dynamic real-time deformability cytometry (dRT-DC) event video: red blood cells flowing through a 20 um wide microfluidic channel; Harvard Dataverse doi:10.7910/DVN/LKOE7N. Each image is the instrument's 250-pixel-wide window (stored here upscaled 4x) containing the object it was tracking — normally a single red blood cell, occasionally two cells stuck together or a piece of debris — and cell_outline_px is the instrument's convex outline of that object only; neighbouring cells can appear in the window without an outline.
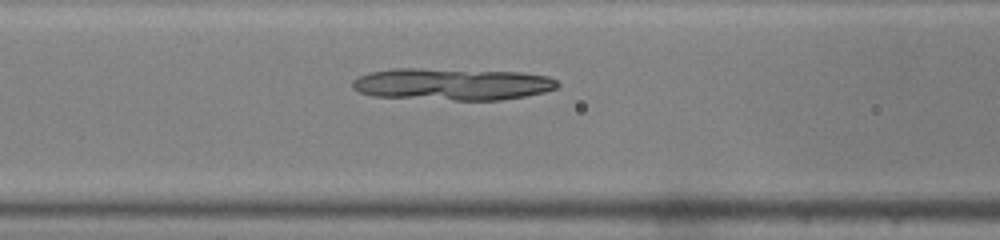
{"species": "common noctule bat (a hibernating species)", "species_latin": "Nyctalus noctula", "temperature_condition": "warm", "stored_images_in_passage": 35, "camera_frame_rate_fps": 3000, "um_per_image_px": 0.085, "animal": {"sex": "male", "body_mass_g": 19.0, "forearm_length_mm": 50.8}, "frame": {"image": 1, "passage_image": 8, "time_ms": 2.333, "image_size_px": [1000, 240], "cell_outline_px": [[560, 84], [556, 88], [544, 92], [524, 96], [500, 100], [456, 100], [372, 96], [360, 92], [352, 88], [352, 80], [356, 76], [368, 72], [392, 68], [420, 68], [524, 72], [548, 76], [556, 80]], "centroid_in_image_um": [38.4, 7.14], "position_along_channel_um": 128.2, "area_um2": 38.61}}
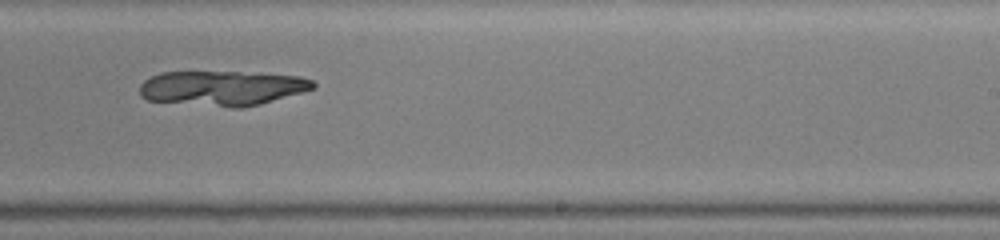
{"frame": {"image": 2, "passage_image": 18, "time_ms": 5.667, "image_size_px": [1000, 240], "cell_outline_px": [[316, 88], [260, 104], [240, 108], [232, 108], [148, 100], [140, 96], [140, 84], [144, 80], [160, 72], [240, 72], [300, 76], [312, 80], [316, 84]], "centroid_in_image_um": [18.89, 7.49], "position_along_channel_um": 270.1, "area_um2": 35.2}}
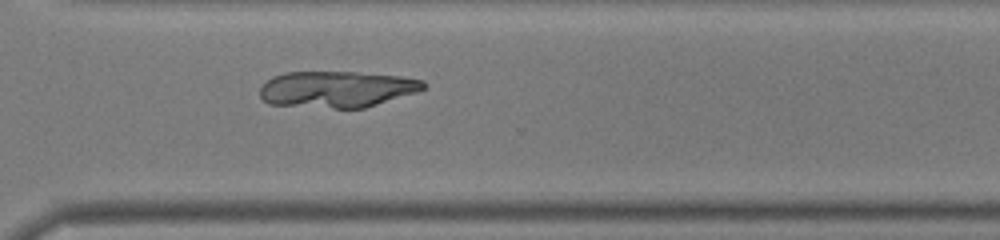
{"frame": {"image": 3, "passage_image": 23, "time_ms": 7.333, "image_size_px": [1000, 240], "cell_outline_px": [[428, 84], [424, 88], [416, 92], [364, 108], [336, 108], [268, 104], [260, 96], [260, 88], [272, 76], [284, 72], [356, 72], [404, 76], [424, 80]], "centroid_in_image_um": [28.65, 7.57], "position_along_channel_um": 342.0, "area_um2": 34.68}}